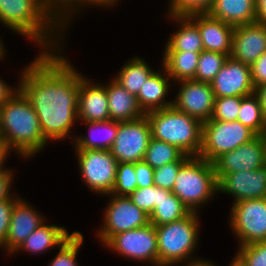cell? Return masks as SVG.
<instances>
[{"instance_id":"obj_1","label":"cell","mask_w":266,"mask_h":266,"mask_svg":"<svg viewBox=\"0 0 266 266\" xmlns=\"http://www.w3.org/2000/svg\"><path fill=\"white\" fill-rule=\"evenodd\" d=\"M39 53L22 71L19 90L35 110L44 138L63 140L78 121V91L84 75L56 51Z\"/></svg>"},{"instance_id":"obj_2","label":"cell","mask_w":266,"mask_h":266,"mask_svg":"<svg viewBox=\"0 0 266 266\" xmlns=\"http://www.w3.org/2000/svg\"><path fill=\"white\" fill-rule=\"evenodd\" d=\"M0 22L12 31L31 38L45 49L44 52H52V49L54 52L57 47L59 52L62 42L58 40V33H63L64 26H69L43 0H0Z\"/></svg>"},{"instance_id":"obj_3","label":"cell","mask_w":266,"mask_h":266,"mask_svg":"<svg viewBox=\"0 0 266 266\" xmlns=\"http://www.w3.org/2000/svg\"><path fill=\"white\" fill-rule=\"evenodd\" d=\"M0 141L23 158L34 157L48 142L35 110L20 90L0 105Z\"/></svg>"},{"instance_id":"obj_4","label":"cell","mask_w":266,"mask_h":266,"mask_svg":"<svg viewBox=\"0 0 266 266\" xmlns=\"http://www.w3.org/2000/svg\"><path fill=\"white\" fill-rule=\"evenodd\" d=\"M152 138L176 146L185 155L199 156L202 147V122L173 105L145 113Z\"/></svg>"},{"instance_id":"obj_5","label":"cell","mask_w":266,"mask_h":266,"mask_svg":"<svg viewBox=\"0 0 266 266\" xmlns=\"http://www.w3.org/2000/svg\"><path fill=\"white\" fill-rule=\"evenodd\" d=\"M198 212L171 223L155 226L157 231L158 266L186 263L193 256L199 238ZM192 256V257H191Z\"/></svg>"},{"instance_id":"obj_6","label":"cell","mask_w":266,"mask_h":266,"mask_svg":"<svg viewBox=\"0 0 266 266\" xmlns=\"http://www.w3.org/2000/svg\"><path fill=\"white\" fill-rule=\"evenodd\" d=\"M214 166L198 156L190 157L179 169L172 192L192 211L218 193Z\"/></svg>"},{"instance_id":"obj_7","label":"cell","mask_w":266,"mask_h":266,"mask_svg":"<svg viewBox=\"0 0 266 266\" xmlns=\"http://www.w3.org/2000/svg\"><path fill=\"white\" fill-rule=\"evenodd\" d=\"M257 135L239 121L207 120L202 124L200 158L213 162L220 155L250 142Z\"/></svg>"},{"instance_id":"obj_8","label":"cell","mask_w":266,"mask_h":266,"mask_svg":"<svg viewBox=\"0 0 266 266\" xmlns=\"http://www.w3.org/2000/svg\"><path fill=\"white\" fill-rule=\"evenodd\" d=\"M75 152L85 185L98 194H111L119 163L110 150L75 149Z\"/></svg>"},{"instance_id":"obj_9","label":"cell","mask_w":266,"mask_h":266,"mask_svg":"<svg viewBox=\"0 0 266 266\" xmlns=\"http://www.w3.org/2000/svg\"><path fill=\"white\" fill-rule=\"evenodd\" d=\"M230 218L239 246L266 241V198L233 203Z\"/></svg>"},{"instance_id":"obj_10","label":"cell","mask_w":266,"mask_h":266,"mask_svg":"<svg viewBox=\"0 0 266 266\" xmlns=\"http://www.w3.org/2000/svg\"><path fill=\"white\" fill-rule=\"evenodd\" d=\"M106 195L113 198H110L103 214L104 225L97 232V236L103 245L117 233L150 224L149 215L136 206L128 196Z\"/></svg>"},{"instance_id":"obj_11","label":"cell","mask_w":266,"mask_h":266,"mask_svg":"<svg viewBox=\"0 0 266 266\" xmlns=\"http://www.w3.org/2000/svg\"><path fill=\"white\" fill-rule=\"evenodd\" d=\"M104 246L116 251L122 257L158 266L157 231L155 225L151 223L141 228L117 233Z\"/></svg>"},{"instance_id":"obj_12","label":"cell","mask_w":266,"mask_h":266,"mask_svg":"<svg viewBox=\"0 0 266 266\" xmlns=\"http://www.w3.org/2000/svg\"><path fill=\"white\" fill-rule=\"evenodd\" d=\"M152 138L147 116L125 122H118L115 141L110 148L118 163L142 161Z\"/></svg>"},{"instance_id":"obj_13","label":"cell","mask_w":266,"mask_h":266,"mask_svg":"<svg viewBox=\"0 0 266 266\" xmlns=\"http://www.w3.org/2000/svg\"><path fill=\"white\" fill-rule=\"evenodd\" d=\"M217 180L227 173L251 171L266 165V141L264 135H257L250 142L226 152L213 162Z\"/></svg>"},{"instance_id":"obj_14","label":"cell","mask_w":266,"mask_h":266,"mask_svg":"<svg viewBox=\"0 0 266 266\" xmlns=\"http://www.w3.org/2000/svg\"><path fill=\"white\" fill-rule=\"evenodd\" d=\"M178 83L181 86L172 105L179 111L199 119L202 123L210 120L215 104L211 83L193 79L178 81Z\"/></svg>"},{"instance_id":"obj_15","label":"cell","mask_w":266,"mask_h":266,"mask_svg":"<svg viewBox=\"0 0 266 266\" xmlns=\"http://www.w3.org/2000/svg\"><path fill=\"white\" fill-rule=\"evenodd\" d=\"M215 97H247L255 92L250 65L228 57L211 82Z\"/></svg>"},{"instance_id":"obj_16","label":"cell","mask_w":266,"mask_h":266,"mask_svg":"<svg viewBox=\"0 0 266 266\" xmlns=\"http://www.w3.org/2000/svg\"><path fill=\"white\" fill-rule=\"evenodd\" d=\"M218 192L230 194L234 202L266 198V165L251 171H238L218 179Z\"/></svg>"},{"instance_id":"obj_17","label":"cell","mask_w":266,"mask_h":266,"mask_svg":"<svg viewBox=\"0 0 266 266\" xmlns=\"http://www.w3.org/2000/svg\"><path fill=\"white\" fill-rule=\"evenodd\" d=\"M266 52V23L253 22L234 26L231 57L252 65Z\"/></svg>"},{"instance_id":"obj_18","label":"cell","mask_w":266,"mask_h":266,"mask_svg":"<svg viewBox=\"0 0 266 266\" xmlns=\"http://www.w3.org/2000/svg\"><path fill=\"white\" fill-rule=\"evenodd\" d=\"M77 116L82 122L110 120L106 85L94 84L84 76L80 80Z\"/></svg>"},{"instance_id":"obj_19","label":"cell","mask_w":266,"mask_h":266,"mask_svg":"<svg viewBox=\"0 0 266 266\" xmlns=\"http://www.w3.org/2000/svg\"><path fill=\"white\" fill-rule=\"evenodd\" d=\"M44 218L32 205L20 197L15 202L8 236L3 246L7 250V254H15L25 239L45 221Z\"/></svg>"},{"instance_id":"obj_20","label":"cell","mask_w":266,"mask_h":266,"mask_svg":"<svg viewBox=\"0 0 266 266\" xmlns=\"http://www.w3.org/2000/svg\"><path fill=\"white\" fill-rule=\"evenodd\" d=\"M188 17L198 26L205 51L231 56L234 26L213 18L208 13H196Z\"/></svg>"},{"instance_id":"obj_21","label":"cell","mask_w":266,"mask_h":266,"mask_svg":"<svg viewBox=\"0 0 266 266\" xmlns=\"http://www.w3.org/2000/svg\"><path fill=\"white\" fill-rule=\"evenodd\" d=\"M110 120L125 122L139 119L145 115L136 95L129 93L119 82L112 79L106 84Z\"/></svg>"},{"instance_id":"obj_22","label":"cell","mask_w":266,"mask_h":266,"mask_svg":"<svg viewBox=\"0 0 266 266\" xmlns=\"http://www.w3.org/2000/svg\"><path fill=\"white\" fill-rule=\"evenodd\" d=\"M162 72H153L144 85L140 88L139 93L136 95L138 104L144 113L164 109L172 106L173 101L164 100L168 95L169 88H171L172 82L170 83V76L166 70L161 68ZM165 75V76H164Z\"/></svg>"},{"instance_id":"obj_23","label":"cell","mask_w":266,"mask_h":266,"mask_svg":"<svg viewBox=\"0 0 266 266\" xmlns=\"http://www.w3.org/2000/svg\"><path fill=\"white\" fill-rule=\"evenodd\" d=\"M207 13L232 26L257 21L255 0H213Z\"/></svg>"},{"instance_id":"obj_24","label":"cell","mask_w":266,"mask_h":266,"mask_svg":"<svg viewBox=\"0 0 266 266\" xmlns=\"http://www.w3.org/2000/svg\"><path fill=\"white\" fill-rule=\"evenodd\" d=\"M73 233L57 225H45L44 222L35 229L15 251H29L34 254L47 252L50 248L60 247Z\"/></svg>"},{"instance_id":"obj_25","label":"cell","mask_w":266,"mask_h":266,"mask_svg":"<svg viewBox=\"0 0 266 266\" xmlns=\"http://www.w3.org/2000/svg\"><path fill=\"white\" fill-rule=\"evenodd\" d=\"M168 16L180 23V28L166 41L165 51L202 52L204 48L198 26L188 16Z\"/></svg>"},{"instance_id":"obj_26","label":"cell","mask_w":266,"mask_h":266,"mask_svg":"<svg viewBox=\"0 0 266 266\" xmlns=\"http://www.w3.org/2000/svg\"><path fill=\"white\" fill-rule=\"evenodd\" d=\"M201 52L164 51L162 66L170 78L175 81L195 80L198 60Z\"/></svg>"},{"instance_id":"obj_27","label":"cell","mask_w":266,"mask_h":266,"mask_svg":"<svg viewBox=\"0 0 266 266\" xmlns=\"http://www.w3.org/2000/svg\"><path fill=\"white\" fill-rule=\"evenodd\" d=\"M88 125L89 135L75 137L72 139L74 143V149H103L110 150L112 144L115 141V137L118 131V122L108 120V121H98V122H83ZM101 131V132H100ZM99 132V134H98ZM102 132H104L102 134ZM96 133V135H95ZM101 133V134H100ZM100 136V137H99Z\"/></svg>"},{"instance_id":"obj_28","label":"cell","mask_w":266,"mask_h":266,"mask_svg":"<svg viewBox=\"0 0 266 266\" xmlns=\"http://www.w3.org/2000/svg\"><path fill=\"white\" fill-rule=\"evenodd\" d=\"M191 210L172 192L160 187V199L149 215L150 223L155 226L171 223L186 217Z\"/></svg>"},{"instance_id":"obj_29","label":"cell","mask_w":266,"mask_h":266,"mask_svg":"<svg viewBox=\"0 0 266 266\" xmlns=\"http://www.w3.org/2000/svg\"><path fill=\"white\" fill-rule=\"evenodd\" d=\"M114 79L129 93L137 95L144 81L154 72L143 58L135 56L120 68Z\"/></svg>"},{"instance_id":"obj_30","label":"cell","mask_w":266,"mask_h":266,"mask_svg":"<svg viewBox=\"0 0 266 266\" xmlns=\"http://www.w3.org/2000/svg\"><path fill=\"white\" fill-rule=\"evenodd\" d=\"M237 121L251 129L256 135L266 134V119L263 116L259 98L252 94L241 97Z\"/></svg>"},{"instance_id":"obj_31","label":"cell","mask_w":266,"mask_h":266,"mask_svg":"<svg viewBox=\"0 0 266 266\" xmlns=\"http://www.w3.org/2000/svg\"><path fill=\"white\" fill-rule=\"evenodd\" d=\"M183 155L176 146L151 138L143 160L153 169H157L164 164L178 161Z\"/></svg>"},{"instance_id":"obj_32","label":"cell","mask_w":266,"mask_h":266,"mask_svg":"<svg viewBox=\"0 0 266 266\" xmlns=\"http://www.w3.org/2000/svg\"><path fill=\"white\" fill-rule=\"evenodd\" d=\"M228 57V55L220 52L203 50L199 56L195 80L211 83Z\"/></svg>"},{"instance_id":"obj_33","label":"cell","mask_w":266,"mask_h":266,"mask_svg":"<svg viewBox=\"0 0 266 266\" xmlns=\"http://www.w3.org/2000/svg\"><path fill=\"white\" fill-rule=\"evenodd\" d=\"M83 241L84 238L81 232H73V235L58 248L59 252L52 259L49 266H78L76 256Z\"/></svg>"},{"instance_id":"obj_34","label":"cell","mask_w":266,"mask_h":266,"mask_svg":"<svg viewBox=\"0 0 266 266\" xmlns=\"http://www.w3.org/2000/svg\"><path fill=\"white\" fill-rule=\"evenodd\" d=\"M136 179L135 163H119L111 194L117 196H129L135 189H137Z\"/></svg>"},{"instance_id":"obj_35","label":"cell","mask_w":266,"mask_h":266,"mask_svg":"<svg viewBox=\"0 0 266 266\" xmlns=\"http://www.w3.org/2000/svg\"><path fill=\"white\" fill-rule=\"evenodd\" d=\"M241 105V97H215L213 120L237 121Z\"/></svg>"},{"instance_id":"obj_36","label":"cell","mask_w":266,"mask_h":266,"mask_svg":"<svg viewBox=\"0 0 266 266\" xmlns=\"http://www.w3.org/2000/svg\"><path fill=\"white\" fill-rule=\"evenodd\" d=\"M189 158L190 156L184 154L178 161L167 163L154 169V185L172 191L180 167Z\"/></svg>"},{"instance_id":"obj_37","label":"cell","mask_w":266,"mask_h":266,"mask_svg":"<svg viewBox=\"0 0 266 266\" xmlns=\"http://www.w3.org/2000/svg\"><path fill=\"white\" fill-rule=\"evenodd\" d=\"M168 15L189 16L196 13H207L213 0H170Z\"/></svg>"},{"instance_id":"obj_38","label":"cell","mask_w":266,"mask_h":266,"mask_svg":"<svg viewBox=\"0 0 266 266\" xmlns=\"http://www.w3.org/2000/svg\"><path fill=\"white\" fill-rule=\"evenodd\" d=\"M131 201L148 215L158 206L160 199V187L153 185L137 188L129 196Z\"/></svg>"},{"instance_id":"obj_39","label":"cell","mask_w":266,"mask_h":266,"mask_svg":"<svg viewBox=\"0 0 266 266\" xmlns=\"http://www.w3.org/2000/svg\"><path fill=\"white\" fill-rule=\"evenodd\" d=\"M237 254L247 266H266V241L238 246Z\"/></svg>"},{"instance_id":"obj_40","label":"cell","mask_w":266,"mask_h":266,"mask_svg":"<svg viewBox=\"0 0 266 266\" xmlns=\"http://www.w3.org/2000/svg\"><path fill=\"white\" fill-rule=\"evenodd\" d=\"M43 1L66 25L70 22L69 21L71 19L70 17H73L72 13L82 10L81 8H83L84 4L86 5V7L88 5V0H43ZM79 6L82 7L80 8Z\"/></svg>"},{"instance_id":"obj_41","label":"cell","mask_w":266,"mask_h":266,"mask_svg":"<svg viewBox=\"0 0 266 266\" xmlns=\"http://www.w3.org/2000/svg\"><path fill=\"white\" fill-rule=\"evenodd\" d=\"M20 196H12L0 201V248L5 245L6 238L9 232L10 219L15 202Z\"/></svg>"},{"instance_id":"obj_42","label":"cell","mask_w":266,"mask_h":266,"mask_svg":"<svg viewBox=\"0 0 266 266\" xmlns=\"http://www.w3.org/2000/svg\"><path fill=\"white\" fill-rule=\"evenodd\" d=\"M135 173L137 177V188L154 185V169L144 160L135 163Z\"/></svg>"},{"instance_id":"obj_43","label":"cell","mask_w":266,"mask_h":266,"mask_svg":"<svg viewBox=\"0 0 266 266\" xmlns=\"http://www.w3.org/2000/svg\"><path fill=\"white\" fill-rule=\"evenodd\" d=\"M251 78L254 88L266 83V52H264L251 66Z\"/></svg>"},{"instance_id":"obj_44","label":"cell","mask_w":266,"mask_h":266,"mask_svg":"<svg viewBox=\"0 0 266 266\" xmlns=\"http://www.w3.org/2000/svg\"><path fill=\"white\" fill-rule=\"evenodd\" d=\"M13 173L11 170L7 169L6 171L0 172V201L5 200L11 197L10 187L13 183Z\"/></svg>"},{"instance_id":"obj_45","label":"cell","mask_w":266,"mask_h":266,"mask_svg":"<svg viewBox=\"0 0 266 266\" xmlns=\"http://www.w3.org/2000/svg\"><path fill=\"white\" fill-rule=\"evenodd\" d=\"M18 90L19 86L15 88H12L11 86L9 87L6 82L0 79V105H2L5 101H8Z\"/></svg>"},{"instance_id":"obj_46","label":"cell","mask_w":266,"mask_h":266,"mask_svg":"<svg viewBox=\"0 0 266 266\" xmlns=\"http://www.w3.org/2000/svg\"><path fill=\"white\" fill-rule=\"evenodd\" d=\"M254 94L259 98L262 113L266 119V83L256 87Z\"/></svg>"},{"instance_id":"obj_47","label":"cell","mask_w":266,"mask_h":266,"mask_svg":"<svg viewBox=\"0 0 266 266\" xmlns=\"http://www.w3.org/2000/svg\"><path fill=\"white\" fill-rule=\"evenodd\" d=\"M257 22L266 23V0H255Z\"/></svg>"},{"instance_id":"obj_48","label":"cell","mask_w":266,"mask_h":266,"mask_svg":"<svg viewBox=\"0 0 266 266\" xmlns=\"http://www.w3.org/2000/svg\"><path fill=\"white\" fill-rule=\"evenodd\" d=\"M9 151V148L2 141H0V172L7 170L4 168V163L6 161L5 159L10 154Z\"/></svg>"},{"instance_id":"obj_49","label":"cell","mask_w":266,"mask_h":266,"mask_svg":"<svg viewBox=\"0 0 266 266\" xmlns=\"http://www.w3.org/2000/svg\"><path fill=\"white\" fill-rule=\"evenodd\" d=\"M118 0H88V5L92 6L96 5V6H104V7H110L111 5H115V3L117 4Z\"/></svg>"},{"instance_id":"obj_50","label":"cell","mask_w":266,"mask_h":266,"mask_svg":"<svg viewBox=\"0 0 266 266\" xmlns=\"http://www.w3.org/2000/svg\"><path fill=\"white\" fill-rule=\"evenodd\" d=\"M189 262V263H188ZM184 266H215L212 262L204 259H191Z\"/></svg>"},{"instance_id":"obj_51","label":"cell","mask_w":266,"mask_h":266,"mask_svg":"<svg viewBox=\"0 0 266 266\" xmlns=\"http://www.w3.org/2000/svg\"><path fill=\"white\" fill-rule=\"evenodd\" d=\"M229 266H247L244 260L236 253Z\"/></svg>"},{"instance_id":"obj_52","label":"cell","mask_w":266,"mask_h":266,"mask_svg":"<svg viewBox=\"0 0 266 266\" xmlns=\"http://www.w3.org/2000/svg\"><path fill=\"white\" fill-rule=\"evenodd\" d=\"M1 40L2 39H0V59H2L5 56V48Z\"/></svg>"}]
</instances>
